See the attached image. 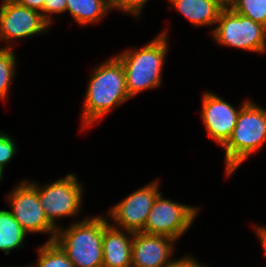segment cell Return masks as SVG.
I'll return each instance as SVG.
<instances>
[{
  "instance_id": "1",
  "label": "cell",
  "mask_w": 266,
  "mask_h": 267,
  "mask_svg": "<svg viewBox=\"0 0 266 267\" xmlns=\"http://www.w3.org/2000/svg\"><path fill=\"white\" fill-rule=\"evenodd\" d=\"M93 71L83 104L82 128L92 126L95 121L130 99L124 68L115 56Z\"/></svg>"
},
{
  "instance_id": "2",
  "label": "cell",
  "mask_w": 266,
  "mask_h": 267,
  "mask_svg": "<svg viewBox=\"0 0 266 267\" xmlns=\"http://www.w3.org/2000/svg\"><path fill=\"white\" fill-rule=\"evenodd\" d=\"M167 31L161 32L143 48L129 49L115 56L124 68L126 89L130 98L144 90L160 86L169 48Z\"/></svg>"
},
{
  "instance_id": "3",
  "label": "cell",
  "mask_w": 266,
  "mask_h": 267,
  "mask_svg": "<svg viewBox=\"0 0 266 267\" xmlns=\"http://www.w3.org/2000/svg\"><path fill=\"white\" fill-rule=\"evenodd\" d=\"M266 142V110L248 101L240 110L225 150V174L230 176Z\"/></svg>"
},
{
  "instance_id": "4",
  "label": "cell",
  "mask_w": 266,
  "mask_h": 267,
  "mask_svg": "<svg viewBox=\"0 0 266 267\" xmlns=\"http://www.w3.org/2000/svg\"><path fill=\"white\" fill-rule=\"evenodd\" d=\"M103 217L76 221L67 229H57L54 242L75 267H102Z\"/></svg>"
},
{
  "instance_id": "5",
  "label": "cell",
  "mask_w": 266,
  "mask_h": 267,
  "mask_svg": "<svg viewBox=\"0 0 266 267\" xmlns=\"http://www.w3.org/2000/svg\"><path fill=\"white\" fill-rule=\"evenodd\" d=\"M217 24L211 33L218 44L256 53L266 52V27L262 24L230 7L221 10Z\"/></svg>"
},
{
  "instance_id": "6",
  "label": "cell",
  "mask_w": 266,
  "mask_h": 267,
  "mask_svg": "<svg viewBox=\"0 0 266 267\" xmlns=\"http://www.w3.org/2000/svg\"><path fill=\"white\" fill-rule=\"evenodd\" d=\"M38 191L40 204L48 220L56 226V219L75 216L81 210L83 186L74 174L39 186L35 181L30 182Z\"/></svg>"
},
{
  "instance_id": "7",
  "label": "cell",
  "mask_w": 266,
  "mask_h": 267,
  "mask_svg": "<svg viewBox=\"0 0 266 267\" xmlns=\"http://www.w3.org/2000/svg\"><path fill=\"white\" fill-rule=\"evenodd\" d=\"M196 207L164 199L160 192L153 202L144 229L150 235H163L179 239L197 217Z\"/></svg>"
},
{
  "instance_id": "8",
  "label": "cell",
  "mask_w": 266,
  "mask_h": 267,
  "mask_svg": "<svg viewBox=\"0 0 266 267\" xmlns=\"http://www.w3.org/2000/svg\"><path fill=\"white\" fill-rule=\"evenodd\" d=\"M7 198L11 214L27 233H49L48 242L54 241L58 228L48 220L38 191L28 180L16 185Z\"/></svg>"
},
{
  "instance_id": "9",
  "label": "cell",
  "mask_w": 266,
  "mask_h": 267,
  "mask_svg": "<svg viewBox=\"0 0 266 267\" xmlns=\"http://www.w3.org/2000/svg\"><path fill=\"white\" fill-rule=\"evenodd\" d=\"M158 182L153 181L128 195L114 205L107 216L114 220L115 228L125 231L141 232L144 229L153 202L159 192ZM118 224V225H117ZM118 227H117V226Z\"/></svg>"
},
{
  "instance_id": "10",
  "label": "cell",
  "mask_w": 266,
  "mask_h": 267,
  "mask_svg": "<svg viewBox=\"0 0 266 267\" xmlns=\"http://www.w3.org/2000/svg\"><path fill=\"white\" fill-rule=\"evenodd\" d=\"M50 24L38 11L20 5L15 0H3L0 7V41L7 43L48 32Z\"/></svg>"
},
{
  "instance_id": "11",
  "label": "cell",
  "mask_w": 266,
  "mask_h": 267,
  "mask_svg": "<svg viewBox=\"0 0 266 267\" xmlns=\"http://www.w3.org/2000/svg\"><path fill=\"white\" fill-rule=\"evenodd\" d=\"M247 102L248 100L242 102L241 107L236 109L215 93L205 92L202 97L201 117L208 137L223 146L236 126L241 108Z\"/></svg>"
},
{
  "instance_id": "12",
  "label": "cell",
  "mask_w": 266,
  "mask_h": 267,
  "mask_svg": "<svg viewBox=\"0 0 266 267\" xmlns=\"http://www.w3.org/2000/svg\"><path fill=\"white\" fill-rule=\"evenodd\" d=\"M177 240L163 235L133 233L131 267H169Z\"/></svg>"
},
{
  "instance_id": "13",
  "label": "cell",
  "mask_w": 266,
  "mask_h": 267,
  "mask_svg": "<svg viewBox=\"0 0 266 267\" xmlns=\"http://www.w3.org/2000/svg\"><path fill=\"white\" fill-rule=\"evenodd\" d=\"M103 217L102 267H131L133 232L115 228Z\"/></svg>"
},
{
  "instance_id": "14",
  "label": "cell",
  "mask_w": 266,
  "mask_h": 267,
  "mask_svg": "<svg viewBox=\"0 0 266 267\" xmlns=\"http://www.w3.org/2000/svg\"><path fill=\"white\" fill-rule=\"evenodd\" d=\"M195 26L217 24L224 8L216 0H169Z\"/></svg>"
},
{
  "instance_id": "15",
  "label": "cell",
  "mask_w": 266,
  "mask_h": 267,
  "mask_svg": "<svg viewBox=\"0 0 266 267\" xmlns=\"http://www.w3.org/2000/svg\"><path fill=\"white\" fill-rule=\"evenodd\" d=\"M109 10L107 0H66V11L80 25L97 23Z\"/></svg>"
},
{
  "instance_id": "16",
  "label": "cell",
  "mask_w": 266,
  "mask_h": 267,
  "mask_svg": "<svg viewBox=\"0 0 266 267\" xmlns=\"http://www.w3.org/2000/svg\"><path fill=\"white\" fill-rule=\"evenodd\" d=\"M26 234L9 210H0V250L7 255L15 248H22Z\"/></svg>"
},
{
  "instance_id": "17",
  "label": "cell",
  "mask_w": 266,
  "mask_h": 267,
  "mask_svg": "<svg viewBox=\"0 0 266 267\" xmlns=\"http://www.w3.org/2000/svg\"><path fill=\"white\" fill-rule=\"evenodd\" d=\"M38 257L36 267H75L54 241L39 246Z\"/></svg>"
},
{
  "instance_id": "18",
  "label": "cell",
  "mask_w": 266,
  "mask_h": 267,
  "mask_svg": "<svg viewBox=\"0 0 266 267\" xmlns=\"http://www.w3.org/2000/svg\"><path fill=\"white\" fill-rule=\"evenodd\" d=\"M12 48L10 44L0 48V98L3 100L8 97L10 82L16 74V57Z\"/></svg>"
},
{
  "instance_id": "19",
  "label": "cell",
  "mask_w": 266,
  "mask_h": 267,
  "mask_svg": "<svg viewBox=\"0 0 266 267\" xmlns=\"http://www.w3.org/2000/svg\"><path fill=\"white\" fill-rule=\"evenodd\" d=\"M230 8L266 27V0H234Z\"/></svg>"
},
{
  "instance_id": "20",
  "label": "cell",
  "mask_w": 266,
  "mask_h": 267,
  "mask_svg": "<svg viewBox=\"0 0 266 267\" xmlns=\"http://www.w3.org/2000/svg\"><path fill=\"white\" fill-rule=\"evenodd\" d=\"M148 0H109L110 11L115 8L139 18Z\"/></svg>"
},
{
  "instance_id": "21",
  "label": "cell",
  "mask_w": 266,
  "mask_h": 267,
  "mask_svg": "<svg viewBox=\"0 0 266 267\" xmlns=\"http://www.w3.org/2000/svg\"><path fill=\"white\" fill-rule=\"evenodd\" d=\"M15 142L6 133L0 131V167L4 170L6 164L11 161L17 150Z\"/></svg>"
},
{
  "instance_id": "22",
  "label": "cell",
  "mask_w": 266,
  "mask_h": 267,
  "mask_svg": "<svg viewBox=\"0 0 266 267\" xmlns=\"http://www.w3.org/2000/svg\"><path fill=\"white\" fill-rule=\"evenodd\" d=\"M66 12V0H45L42 17L49 23H52L50 14Z\"/></svg>"
},
{
  "instance_id": "23",
  "label": "cell",
  "mask_w": 266,
  "mask_h": 267,
  "mask_svg": "<svg viewBox=\"0 0 266 267\" xmlns=\"http://www.w3.org/2000/svg\"><path fill=\"white\" fill-rule=\"evenodd\" d=\"M169 267H204L199 262H196L191 256L181 257L179 260H175Z\"/></svg>"
},
{
  "instance_id": "24",
  "label": "cell",
  "mask_w": 266,
  "mask_h": 267,
  "mask_svg": "<svg viewBox=\"0 0 266 267\" xmlns=\"http://www.w3.org/2000/svg\"><path fill=\"white\" fill-rule=\"evenodd\" d=\"M15 1H17L20 5L25 6L34 11H38L41 14L45 3V0H15Z\"/></svg>"
},
{
  "instance_id": "25",
  "label": "cell",
  "mask_w": 266,
  "mask_h": 267,
  "mask_svg": "<svg viewBox=\"0 0 266 267\" xmlns=\"http://www.w3.org/2000/svg\"><path fill=\"white\" fill-rule=\"evenodd\" d=\"M255 231L257 236L260 239V242L262 243L265 255H266V226L260 227V226H255Z\"/></svg>"
},
{
  "instance_id": "26",
  "label": "cell",
  "mask_w": 266,
  "mask_h": 267,
  "mask_svg": "<svg viewBox=\"0 0 266 267\" xmlns=\"http://www.w3.org/2000/svg\"><path fill=\"white\" fill-rule=\"evenodd\" d=\"M221 6H223L224 8L230 7L234 0H216Z\"/></svg>"
},
{
  "instance_id": "27",
  "label": "cell",
  "mask_w": 266,
  "mask_h": 267,
  "mask_svg": "<svg viewBox=\"0 0 266 267\" xmlns=\"http://www.w3.org/2000/svg\"><path fill=\"white\" fill-rule=\"evenodd\" d=\"M3 171L4 170L0 167V181L3 179V176H2L3 175Z\"/></svg>"
}]
</instances>
